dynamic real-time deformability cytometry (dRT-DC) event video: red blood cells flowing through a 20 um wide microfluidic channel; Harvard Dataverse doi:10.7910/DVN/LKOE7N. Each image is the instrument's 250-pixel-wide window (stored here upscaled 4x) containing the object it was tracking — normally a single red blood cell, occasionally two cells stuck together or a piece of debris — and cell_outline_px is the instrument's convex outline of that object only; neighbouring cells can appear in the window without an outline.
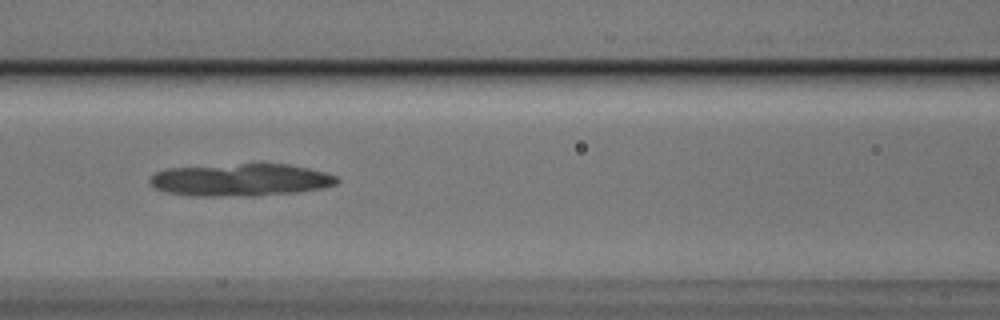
{"species": "Egyptian fruit bat (a non-hibernating species)", "species_latin": "Rousettus aegyptiacus", "temperature_condition": "cold", "stored_images_in_passage": 39, "camera_frame_rate_fps": 3000, "um_per_image_px": 0.085, "animal": {"sex": "male"}, "frame": {"image": 1, "passage_image": 13, "time_ms": 4.0, "image_size_px": [1000, 320], "cell_outline_px": [[340, 180], [336, 184], [320, 188], [296, 192], [256, 196], [192, 196], [168, 192], [156, 188], [148, 180], [156, 172], [168, 168], [240, 164], [288, 164], [308, 168], [324, 172], [336, 176]], "centroid_in_image_um": [20.46, 15.3], "position_along_channel_um": 146.1, "area_um2": 35.14}}
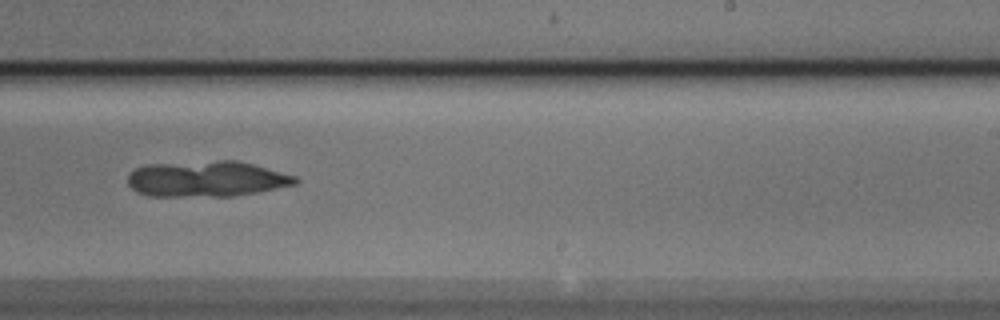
{"frame": {"image": 2, "passage_image": 23, "time_ms": 7.333, "image_size_px": [1000, 320], "cell_outline_px": [[300, 180], [296, 184], [256, 192], [232, 196], [148, 196], [136, 192], [128, 184], [128, 176], [136, 168], [144, 164], [216, 160], [236, 160], [252, 164], [296, 176]], "centroid_in_image_um": [17.53, 15.2], "position_along_channel_um": 271.5, "area_um2": 35.03}}
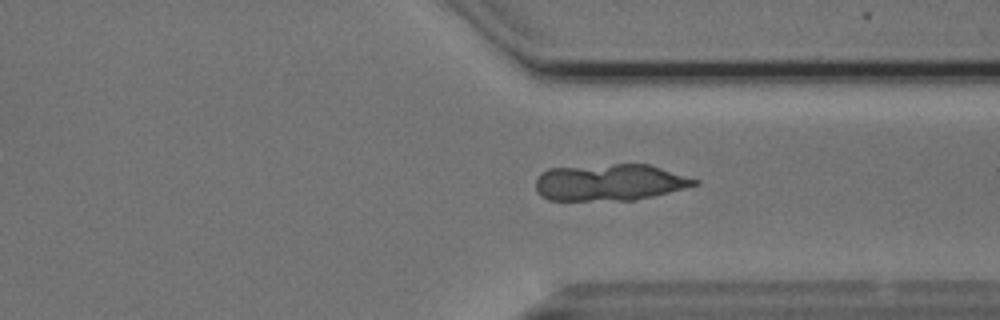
{"frame": {"image": 3, "passage_image": 30, "time_ms": 9.667, "image_size_px": [1000, 320], "cell_outline_px": [[700, 184], [652, 196], [632, 200], [548, 200], [540, 196], [536, 188], [536, 180], [540, 172], [548, 168], [616, 164], [648, 164], [700, 180]], "centroid_in_image_um": [51.8, 15.5], "position_along_channel_um": 359.6, "area_um2": 33.87}}